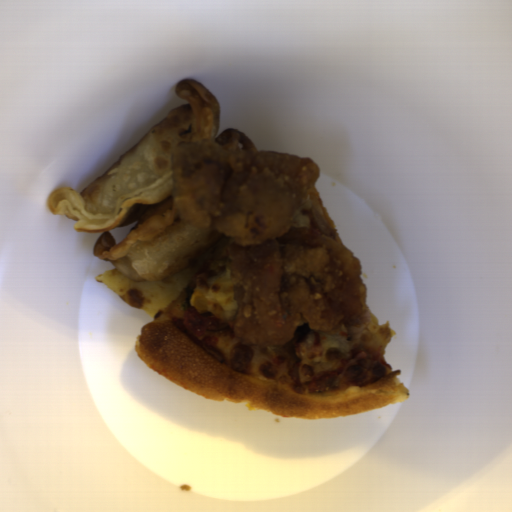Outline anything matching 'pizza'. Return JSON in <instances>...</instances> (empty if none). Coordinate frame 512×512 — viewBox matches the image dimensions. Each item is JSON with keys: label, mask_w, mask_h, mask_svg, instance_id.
I'll use <instances>...</instances> for the list:
<instances>
[{"label": "pizza", "mask_w": 512, "mask_h": 512, "mask_svg": "<svg viewBox=\"0 0 512 512\" xmlns=\"http://www.w3.org/2000/svg\"><path fill=\"white\" fill-rule=\"evenodd\" d=\"M292 225L295 228L308 227L318 230L339 245L344 246L314 183L301 198Z\"/></svg>", "instance_id": "2"}, {"label": "pizza", "mask_w": 512, "mask_h": 512, "mask_svg": "<svg viewBox=\"0 0 512 512\" xmlns=\"http://www.w3.org/2000/svg\"><path fill=\"white\" fill-rule=\"evenodd\" d=\"M230 236L224 237L180 273L152 282H134L115 267L95 279L137 310L151 316L143 324L134 351L156 372L192 393L214 401L242 402L285 419L319 420L351 417L404 402L408 388L401 373L385 360L392 340L388 320L379 325L367 301L358 326L321 332L306 323L289 341L275 346L243 343L235 335L238 303L231 284ZM186 286L195 290L191 305L199 314H214L231 331L217 343L223 360L215 361L196 341L180 333L181 302ZM371 348L385 368L380 380L362 387L312 393L307 384L335 370L358 347Z\"/></svg>", "instance_id": "1"}]
</instances>
